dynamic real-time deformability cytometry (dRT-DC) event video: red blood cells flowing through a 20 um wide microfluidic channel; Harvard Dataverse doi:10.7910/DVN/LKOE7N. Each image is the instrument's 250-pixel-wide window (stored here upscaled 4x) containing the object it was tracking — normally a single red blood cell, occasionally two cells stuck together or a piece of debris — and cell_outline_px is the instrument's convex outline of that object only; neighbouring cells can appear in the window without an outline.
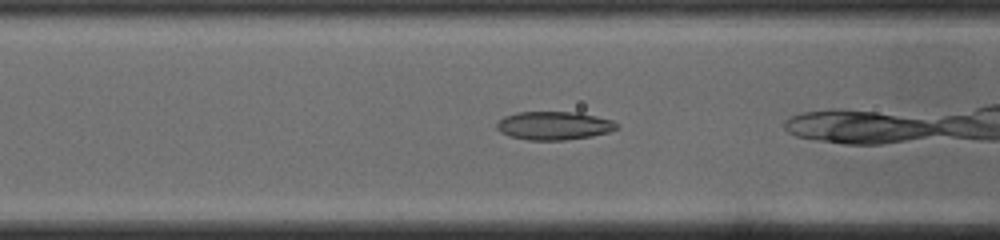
{"species": "common noctule bat (a hibernating species)", "species_latin": "Nyctalus noctula", "temperature_condition": "cold", "stored_images_in_passage": 36, "camera_frame_rate_fps": 3000, "um_per_image_px": 0.085, "animal": {"sex": "male", "body_mass_g": 19.0, "forearm_length_mm": 50.8}, "frame": {"image": 1, "passage_image": 16, "time_ms": 5.0, "image_size_px": [1000, 240], "cell_outline_px": [[620, 128], [608, 132], [592, 136], [564, 140], [528, 140], [508, 136], [500, 132], [496, 128], [496, 124], [504, 116], [516, 112], [580, 112], [612, 120], [620, 124]], "centroid_in_image_um": [47.1, 10.68], "position_along_channel_um": 119.5, "area_um2": 20.06}}
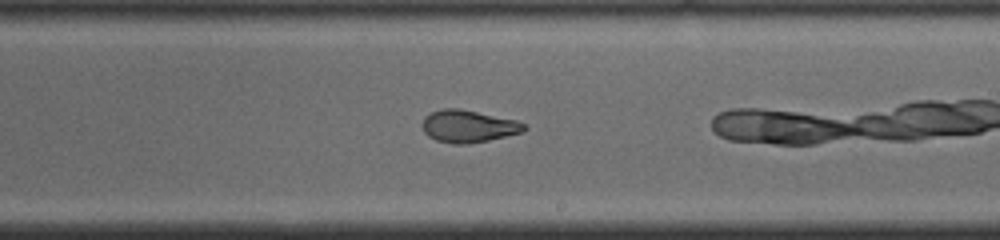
{"frame": {"image": 2, "passage_image": 26, "time_ms": 8.333, "image_size_px": [1000, 240], "cell_outline_px": [[528, 128], [524, 132], [488, 140], [464, 144], [452, 144], [436, 140], [428, 136], [424, 132], [420, 124], [424, 116], [432, 112], [444, 108], [460, 108], [516, 120], [524, 124]], "centroid_in_image_um": [39.78, 10.73], "position_along_channel_um": 249.2, "area_um2": 19.31}}